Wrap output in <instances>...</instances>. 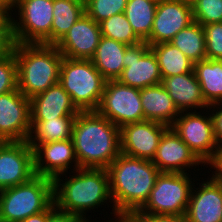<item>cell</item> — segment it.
<instances>
[{"instance_id": "obj_46", "label": "cell", "mask_w": 222, "mask_h": 222, "mask_svg": "<svg viewBox=\"0 0 222 222\" xmlns=\"http://www.w3.org/2000/svg\"><path fill=\"white\" fill-rule=\"evenodd\" d=\"M152 1H154V2H156V3H161V2H163L164 0H152Z\"/></svg>"}, {"instance_id": "obj_37", "label": "cell", "mask_w": 222, "mask_h": 222, "mask_svg": "<svg viewBox=\"0 0 222 222\" xmlns=\"http://www.w3.org/2000/svg\"><path fill=\"white\" fill-rule=\"evenodd\" d=\"M141 222H187L185 215H152L133 212Z\"/></svg>"}, {"instance_id": "obj_15", "label": "cell", "mask_w": 222, "mask_h": 222, "mask_svg": "<svg viewBox=\"0 0 222 222\" xmlns=\"http://www.w3.org/2000/svg\"><path fill=\"white\" fill-rule=\"evenodd\" d=\"M169 126L156 121L125 124L120 128L121 153L152 161L163 133Z\"/></svg>"}, {"instance_id": "obj_1", "label": "cell", "mask_w": 222, "mask_h": 222, "mask_svg": "<svg viewBox=\"0 0 222 222\" xmlns=\"http://www.w3.org/2000/svg\"><path fill=\"white\" fill-rule=\"evenodd\" d=\"M80 168L107 169L121 153L120 128L97 111H80L71 136Z\"/></svg>"}, {"instance_id": "obj_11", "label": "cell", "mask_w": 222, "mask_h": 222, "mask_svg": "<svg viewBox=\"0 0 222 222\" xmlns=\"http://www.w3.org/2000/svg\"><path fill=\"white\" fill-rule=\"evenodd\" d=\"M123 63L124 69L117 80L124 85L143 89L162 82L156 56L145 41L128 45Z\"/></svg>"}, {"instance_id": "obj_13", "label": "cell", "mask_w": 222, "mask_h": 222, "mask_svg": "<svg viewBox=\"0 0 222 222\" xmlns=\"http://www.w3.org/2000/svg\"><path fill=\"white\" fill-rule=\"evenodd\" d=\"M193 22L191 1L164 0L157 3L152 31L145 42L149 46L170 42L179 31Z\"/></svg>"}, {"instance_id": "obj_42", "label": "cell", "mask_w": 222, "mask_h": 222, "mask_svg": "<svg viewBox=\"0 0 222 222\" xmlns=\"http://www.w3.org/2000/svg\"><path fill=\"white\" fill-rule=\"evenodd\" d=\"M48 216H49V207L45 211H42L41 213L35 215H31L20 222H46Z\"/></svg>"}, {"instance_id": "obj_9", "label": "cell", "mask_w": 222, "mask_h": 222, "mask_svg": "<svg viewBox=\"0 0 222 222\" xmlns=\"http://www.w3.org/2000/svg\"><path fill=\"white\" fill-rule=\"evenodd\" d=\"M200 111L181 112L170 127L204 165L210 166L215 161L219 148L211 113Z\"/></svg>"}, {"instance_id": "obj_7", "label": "cell", "mask_w": 222, "mask_h": 222, "mask_svg": "<svg viewBox=\"0 0 222 222\" xmlns=\"http://www.w3.org/2000/svg\"><path fill=\"white\" fill-rule=\"evenodd\" d=\"M12 12L11 43L51 45L53 0H18Z\"/></svg>"}, {"instance_id": "obj_18", "label": "cell", "mask_w": 222, "mask_h": 222, "mask_svg": "<svg viewBox=\"0 0 222 222\" xmlns=\"http://www.w3.org/2000/svg\"><path fill=\"white\" fill-rule=\"evenodd\" d=\"M152 162L160 172L171 173H187L199 164L205 166L171 127L163 133Z\"/></svg>"}, {"instance_id": "obj_35", "label": "cell", "mask_w": 222, "mask_h": 222, "mask_svg": "<svg viewBox=\"0 0 222 222\" xmlns=\"http://www.w3.org/2000/svg\"><path fill=\"white\" fill-rule=\"evenodd\" d=\"M208 110L213 119L214 136L220 151L222 150V102L210 105Z\"/></svg>"}, {"instance_id": "obj_34", "label": "cell", "mask_w": 222, "mask_h": 222, "mask_svg": "<svg viewBox=\"0 0 222 222\" xmlns=\"http://www.w3.org/2000/svg\"><path fill=\"white\" fill-rule=\"evenodd\" d=\"M206 59L222 60V22L203 25Z\"/></svg>"}, {"instance_id": "obj_8", "label": "cell", "mask_w": 222, "mask_h": 222, "mask_svg": "<svg viewBox=\"0 0 222 222\" xmlns=\"http://www.w3.org/2000/svg\"><path fill=\"white\" fill-rule=\"evenodd\" d=\"M190 178L189 172H160L146 203L136 212L152 215H185L193 182L196 181Z\"/></svg>"}, {"instance_id": "obj_19", "label": "cell", "mask_w": 222, "mask_h": 222, "mask_svg": "<svg viewBox=\"0 0 222 222\" xmlns=\"http://www.w3.org/2000/svg\"><path fill=\"white\" fill-rule=\"evenodd\" d=\"M101 36L99 23L85 13L55 46L63 57L90 60Z\"/></svg>"}, {"instance_id": "obj_16", "label": "cell", "mask_w": 222, "mask_h": 222, "mask_svg": "<svg viewBox=\"0 0 222 222\" xmlns=\"http://www.w3.org/2000/svg\"><path fill=\"white\" fill-rule=\"evenodd\" d=\"M29 145L33 149L34 169L38 176L54 179L69 172V168L71 172L80 169L72 139Z\"/></svg>"}, {"instance_id": "obj_6", "label": "cell", "mask_w": 222, "mask_h": 222, "mask_svg": "<svg viewBox=\"0 0 222 222\" xmlns=\"http://www.w3.org/2000/svg\"><path fill=\"white\" fill-rule=\"evenodd\" d=\"M53 202V179L36 175L26 183L0 190V218L20 222L45 211Z\"/></svg>"}, {"instance_id": "obj_24", "label": "cell", "mask_w": 222, "mask_h": 222, "mask_svg": "<svg viewBox=\"0 0 222 222\" xmlns=\"http://www.w3.org/2000/svg\"><path fill=\"white\" fill-rule=\"evenodd\" d=\"M193 71L206 103L210 106L222 102V60L195 62Z\"/></svg>"}, {"instance_id": "obj_26", "label": "cell", "mask_w": 222, "mask_h": 222, "mask_svg": "<svg viewBox=\"0 0 222 222\" xmlns=\"http://www.w3.org/2000/svg\"><path fill=\"white\" fill-rule=\"evenodd\" d=\"M85 14V1L53 0L51 45H56Z\"/></svg>"}, {"instance_id": "obj_25", "label": "cell", "mask_w": 222, "mask_h": 222, "mask_svg": "<svg viewBox=\"0 0 222 222\" xmlns=\"http://www.w3.org/2000/svg\"><path fill=\"white\" fill-rule=\"evenodd\" d=\"M76 116L48 120H31L28 144H43L71 139Z\"/></svg>"}, {"instance_id": "obj_2", "label": "cell", "mask_w": 222, "mask_h": 222, "mask_svg": "<svg viewBox=\"0 0 222 222\" xmlns=\"http://www.w3.org/2000/svg\"><path fill=\"white\" fill-rule=\"evenodd\" d=\"M112 214L133 213L147 201L160 171L150 160L122 153L107 168Z\"/></svg>"}, {"instance_id": "obj_14", "label": "cell", "mask_w": 222, "mask_h": 222, "mask_svg": "<svg viewBox=\"0 0 222 222\" xmlns=\"http://www.w3.org/2000/svg\"><path fill=\"white\" fill-rule=\"evenodd\" d=\"M30 132V99L18 88L1 94L0 133L7 141H28Z\"/></svg>"}, {"instance_id": "obj_47", "label": "cell", "mask_w": 222, "mask_h": 222, "mask_svg": "<svg viewBox=\"0 0 222 222\" xmlns=\"http://www.w3.org/2000/svg\"><path fill=\"white\" fill-rule=\"evenodd\" d=\"M89 221L91 222V220H89V219L88 220H83L82 222H89Z\"/></svg>"}, {"instance_id": "obj_5", "label": "cell", "mask_w": 222, "mask_h": 222, "mask_svg": "<svg viewBox=\"0 0 222 222\" xmlns=\"http://www.w3.org/2000/svg\"><path fill=\"white\" fill-rule=\"evenodd\" d=\"M106 80L89 59L63 57L59 84L79 111H96Z\"/></svg>"}, {"instance_id": "obj_20", "label": "cell", "mask_w": 222, "mask_h": 222, "mask_svg": "<svg viewBox=\"0 0 222 222\" xmlns=\"http://www.w3.org/2000/svg\"><path fill=\"white\" fill-rule=\"evenodd\" d=\"M79 112L72 103L70 95L59 83L30 99L31 120L77 116Z\"/></svg>"}, {"instance_id": "obj_3", "label": "cell", "mask_w": 222, "mask_h": 222, "mask_svg": "<svg viewBox=\"0 0 222 222\" xmlns=\"http://www.w3.org/2000/svg\"><path fill=\"white\" fill-rule=\"evenodd\" d=\"M71 173L69 178L67 172L53 179V197L57 208L88 220L86 215L89 210L102 208L104 203L113 204L107 169L80 168ZM61 175H66V179Z\"/></svg>"}, {"instance_id": "obj_23", "label": "cell", "mask_w": 222, "mask_h": 222, "mask_svg": "<svg viewBox=\"0 0 222 222\" xmlns=\"http://www.w3.org/2000/svg\"><path fill=\"white\" fill-rule=\"evenodd\" d=\"M128 45L101 36L90 59L106 81L117 80L124 69L123 56Z\"/></svg>"}, {"instance_id": "obj_43", "label": "cell", "mask_w": 222, "mask_h": 222, "mask_svg": "<svg viewBox=\"0 0 222 222\" xmlns=\"http://www.w3.org/2000/svg\"><path fill=\"white\" fill-rule=\"evenodd\" d=\"M0 3L12 13V9L16 7L18 0H0Z\"/></svg>"}, {"instance_id": "obj_31", "label": "cell", "mask_w": 222, "mask_h": 222, "mask_svg": "<svg viewBox=\"0 0 222 222\" xmlns=\"http://www.w3.org/2000/svg\"><path fill=\"white\" fill-rule=\"evenodd\" d=\"M128 0H85V13L96 23L125 12Z\"/></svg>"}, {"instance_id": "obj_39", "label": "cell", "mask_w": 222, "mask_h": 222, "mask_svg": "<svg viewBox=\"0 0 222 222\" xmlns=\"http://www.w3.org/2000/svg\"><path fill=\"white\" fill-rule=\"evenodd\" d=\"M209 167L213 168L211 172L222 182V150L218 151L215 161Z\"/></svg>"}, {"instance_id": "obj_32", "label": "cell", "mask_w": 222, "mask_h": 222, "mask_svg": "<svg viewBox=\"0 0 222 222\" xmlns=\"http://www.w3.org/2000/svg\"><path fill=\"white\" fill-rule=\"evenodd\" d=\"M193 20L199 24L222 22V0H191Z\"/></svg>"}, {"instance_id": "obj_10", "label": "cell", "mask_w": 222, "mask_h": 222, "mask_svg": "<svg viewBox=\"0 0 222 222\" xmlns=\"http://www.w3.org/2000/svg\"><path fill=\"white\" fill-rule=\"evenodd\" d=\"M96 111L119 128L125 124L145 121L140 89L124 85L118 80L106 81Z\"/></svg>"}, {"instance_id": "obj_30", "label": "cell", "mask_w": 222, "mask_h": 222, "mask_svg": "<svg viewBox=\"0 0 222 222\" xmlns=\"http://www.w3.org/2000/svg\"><path fill=\"white\" fill-rule=\"evenodd\" d=\"M101 35L126 45L142 40L135 34L124 13L113 15L99 23Z\"/></svg>"}, {"instance_id": "obj_38", "label": "cell", "mask_w": 222, "mask_h": 222, "mask_svg": "<svg viewBox=\"0 0 222 222\" xmlns=\"http://www.w3.org/2000/svg\"><path fill=\"white\" fill-rule=\"evenodd\" d=\"M10 28H0V55L10 48Z\"/></svg>"}, {"instance_id": "obj_36", "label": "cell", "mask_w": 222, "mask_h": 222, "mask_svg": "<svg viewBox=\"0 0 222 222\" xmlns=\"http://www.w3.org/2000/svg\"><path fill=\"white\" fill-rule=\"evenodd\" d=\"M83 220L72 213L57 208L54 202L49 206V216L46 222H82Z\"/></svg>"}, {"instance_id": "obj_4", "label": "cell", "mask_w": 222, "mask_h": 222, "mask_svg": "<svg viewBox=\"0 0 222 222\" xmlns=\"http://www.w3.org/2000/svg\"><path fill=\"white\" fill-rule=\"evenodd\" d=\"M17 61V87L27 98L59 83L63 55L55 45L11 43Z\"/></svg>"}, {"instance_id": "obj_29", "label": "cell", "mask_w": 222, "mask_h": 222, "mask_svg": "<svg viewBox=\"0 0 222 222\" xmlns=\"http://www.w3.org/2000/svg\"><path fill=\"white\" fill-rule=\"evenodd\" d=\"M157 3L152 0H128L125 16L135 34L145 41L152 31Z\"/></svg>"}, {"instance_id": "obj_21", "label": "cell", "mask_w": 222, "mask_h": 222, "mask_svg": "<svg viewBox=\"0 0 222 222\" xmlns=\"http://www.w3.org/2000/svg\"><path fill=\"white\" fill-rule=\"evenodd\" d=\"M161 84L169 93L174 104L180 112L184 111H209V105L203 98L200 84L194 71L170 77H164ZM203 108V109H202Z\"/></svg>"}, {"instance_id": "obj_27", "label": "cell", "mask_w": 222, "mask_h": 222, "mask_svg": "<svg viewBox=\"0 0 222 222\" xmlns=\"http://www.w3.org/2000/svg\"><path fill=\"white\" fill-rule=\"evenodd\" d=\"M150 49L156 56L162 79L193 71L194 62L170 42L151 45Z\"/></svg>"}, {"instance_id": "obj_41", "label": "cell", "mask_w": 222, "mask_h": 222, "mask_svg": "<svg viewBox=\"0 0 222 222\" xmlns=\"http://www.w3.org/2000/svg\"><path fill=\"white\" fill-rule=\"evenodd\" d=\"M11 12L0 3V28H10Z\"/></svg>"}, {"instance_id": "obj_33", "label": "cell", "mask_w": 222, "mask_h": 222, "mask_svg": "<svg viewBox=\"0 0 222 222\" xmlns=\"http://www.w3.org/2000/svg\"><path fill=\"white\" fill-rule=\"evenodd\" d=\"M17 88V61L10 46L0 55V95Z\"/></svg>"}, {"instance_id": "obj_22", "label": "cell", "mask_w": 222, "mask_h": 222, "mask_svg": "<svg viewBox=\"0 0 222 222\" xmlns=\"http://www.w3.org/2000/svg\"><path fill=\"white\" fill-rule=\"evenodd\" d=\"M140 96L145 120L170 127L181 113L161 83L140 89Z\"/></svg>"}, {"instance_id": "obj_12", "label": "cell", "mask_w": 222, "mask_h": 222, "mask_svg": "<svg viewBox=\"0 0 222 222\" xmlns=\"http://www.w3.org/2000/svg\"><path fill=\"white\" fill-rule=\"evenodd\" d=\"M34 176V154L28 141H8L0 148V190L26 183Z\"/></svg>"}, {"instance_id": "obj_44", "label": "cell", "mask_w": 222, "mask_h": 222, "mask_svg": "<svg viewBox=\"0 0 222 222\" xmlns=\"http://www.w3.org/2000/svg\"><path fill=\"white\" fill-rule=\"evenodd\" d=\"M8 141L5 137L0 133V148L3 147Z\"/></svg>"}, {"instance_id": "obj_45", "label": "cell", "mask_w": 222, "mask_h": 222, "mask_svg": "<svg viewBox=\"0 0 222 222\" xmlns=\"http://www.w3.org/2000/svg\"><path fill=\"white\" fill-rule=\"evenodd\" d=\"M0 222H15V221H9V220H4L0 218Z\"/></svg>"}, {"instance_id": "obj_28", "label": "cell", "mask_w": 222, "mask_h": 222, "mask_svg": "<svg viewBox=\"0 0 222 222\" xmlns=\"http://www.w3.org/2000/svg\"><path fill=\"white\" fill-rule=\"evenodd\" d=\"M170 43L194 63L206 59L205 32L195 21L179 31Z\"/></svg>"}, {"instance_id": "obj_17", "label": "cell", "mask_w": 222, "mask_h": 222, "mask_svg": "<svg viewBox=\"0 0 222 222\" xmlns=\"http://www.w3.org/2000/svg\"><path fill=\"white\" fill-rule=\"evenodd\" d=\"M209 176L201 183L196 181L199 187L193 184L187 222H222V182L213 173Z\"/></svg>"}, {"instance_id": "obj_40", "label": "cell", "mask_w": 222, "mask_h": 222, "mask_svg": "<svg viewBox=\"0 0 222 222\" xmlns=\"http://www.w3.org/2000/svg\"><path fill=\"white\" fill-rule=\"evenodd\" d=\"M108 222H141L133 213H116ZM107 222V221H106Z\"/></svg>"}]
</instances>
